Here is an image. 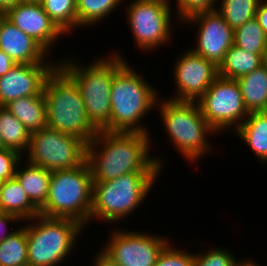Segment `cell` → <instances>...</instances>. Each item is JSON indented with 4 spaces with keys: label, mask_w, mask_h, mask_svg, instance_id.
Listing matches in <instances>:
<instances>
[{
    "label": "cell",
    "mask_w": 267,
    "mask_h": 266,
    "mask_svg": "<svg viewBox=\"0 0 267 266\" xmlns=\"http://www.w3.org/2000/svg\"><path fill=\"white\" fill-rule=\"evenodd\" d=\"M151 135L99 131L87 144L86 160L93 182L109 181L131 172H162V157L150 152Z\"/></svg>",
    "instance_id": "cell-1"
},
{
    "label": "cell",
    "mask_w": 267,
    "mask_h": 266,
    "mask_svg": "<svg viewBox=\"0 0 267 266\" xmlns=\"http://www.w3.org/2000/svg\"><path fill=\"white\" fill-rule=\"evenodd\" d=\"M112 50L108 56L102 54L88 64L77 61V57H69L70 53L58 60V66L78 86L86 115L98 131H105L110 126L111 85L114 75L127 63L120 51Z\"/></svg>",
    "instance_id": "cell-2"
},
{
    "label": "cell",
    "mask_w": 267,
    "mask_h": 266,
    "mask_svg": "<svg viewBox=\"0 0 267 266\" xmlns=\"http://www.w3.org/2000/svg\"><path fill=\"white\" fill-rule=\"evenodd\" d=\"M144 77V74L137 72L128 62L114 75L111 85L110 126L106 132L152 134L149 131L150 126L143 119L157 109L161 94Z\"/></svg>",
    "instance_id": "cell-3"
},
{
    "label": "cell",
    "mask_w": 267,
    "mask_h": 266,
    "mask_svg": "<svg viewBox=\"0 0 267 266\" xmlns=\"http://www.w3.org/2000/svg\"><path fill=\"white\" fill-rule=\"evenodd\" d=\"M156 108L172 147L181 154L182 160L198 165L213 148L210 137L218 133L205 121L197 102L161 97Z\"/></svg>",
    "instance_id": "cell-4"
},
{
    "label": "cell",
    "mask_w": 267,
    "mask_h": 266,
    "mask_svg": "<svg viewBox=\"0 0 267 266\" xmlns=\"http://www.w3.org/2000/svg\"><path fill=\"white\" fill-rule=\"evenodd\" d=\"M161 173L131 172L109 181L93 182L90 223L101 220L117 226L132 217L146 202Z\"/></svg>",
    "instance_id": "cell-5"
},
{
    "label": "cell",
    "mask_w": 267,
    "mask_h": 266,
    "mask_svg": "<svg viewBox=\"0 0 267 266\" xmlns=\"http://www.w3.org/2000/svg\"><path fill=\"white\" fill-rule=\"evenodd\" d=\"M43 95L47 127L82 139L86 144L90 143L99 131L86 115L78 86L59 66L47 77Z\"/></svg>",
    "instance_id": "cell-6"
},
{
    "label": "cell",
    "mask_w": 267,
    "mask_h": 266,
    "mask_svg": "<svg viewBox=\"0 0 267 266\" xmlns=\"http://www.w3.org/2000/svg\"><path fill=\"white\" fill-rule=\"evenodd\" d=\"M85 229L70 218L38 215L26 220L28 266H61L69 261Z\"/></svg>",
    "instance_id": "cell-7"
},
{
    "label": "cell",
    "mask_w": 267,
    "mask_h": 266,
    "mask_svg": "<svg viewBox=\"0 0 267 266\" xmlns=\"http://www.w3.org/2000/svg\"><path fill=\"white\" fill-rule=\"evenodd\" d=\"M93 178L87 160L80 166L52 171L48 196L40 215L49 218H70L86 228L90 225Z\"/></svg>",
    "instance_id": "cell-8"
},
{
    "label": "cell",
    "mask_w": 267,
    "mask_h": 266,
    "mask_svg": "<svg viewBox=\"0 0 267 266\" xmlns=\"http://www.w3.org/2000/svg\"><path fill=\"white\" fill-rule=\"evenodd\" d=\"M126 5V23L137 49L148 54L172 43L175 12L170 0H129Z\"/></svg>",
    "instance_id": "cell-9"
},
{
    "label": "cell",
    "mask_w": 267,
    "mask_h": 266,
    "mask_svg": "<svg viewBox=\"0 0 267 266\" xmlns=\"http://www.w3.org/2000/svg\"><path fill=\"white\" fill-rule=\"evenodd\" d=\"M27 162L48 171L73 169L87 159V144L75 136L45 127L30 135Z\"/></svg>",
    "instance_id": "cell-10"
},
{
    "label": "cell",
    "mask_w": 267,
    "mask_h": 266,
    "mask_svg": "<svg viewBox=\"0 0 267 266\" xmlns=\"http://www.w3.org/2000/svg\"><path fill=\"white\" fill-rule=\"evenodd\" d=\"M197 104L205 121L218 133H233L249 115L239 84L218 76Z\"/></svg>",
    "instance_id": "cell-11"
},
{
    "label": "cell",
    "mask_w": 267,
    "mask_h": 266,
    "mask_svg": "<svg viewBox=\"0 0 267 266\" xmlns=\"http://www.w3.org/2000/svg\"><path fill=\"white\" fill-rule=\"evenodd\" d=\"M121 228L120 226L112 229L107 242L101 247V250L119 266H154L170 242V238L162 234Z\"/></svg>",
    "instance_id": "cell-12"
},
{
    "label": "cell",
    "mask_w": 267,
    "mask_h": 266,
    "mask_svg": "<svg viewBox=\"0 0 267 266\" xmlns=\"http://www.w3.org/2000/svg\"><path fill=\"white\" fill-rule=\"evenodd\" d=\"M174 61L173 80L175 93L167 99L197 102L219 76L218 66L194 53L189 47Z\"/></svg>",
    "instance_id": "cell-13"
},
{
    "label": "cell",
    "mask_w": 267,
    "mask_h": 266,
    "mask_svg": "<svg viewBox=\"0 0 267 266\" xmlns=\"http://www.w3.org/2000/svg\"><path fill=\"white\" fill-rule=\"evenodd\" d=\"M182 23L197 27L196 44L194 48L190 46V49L219 66L234 44V30L218 10L193 15Z\"/></svg>",
    "instance_id": "cell-14"
},
{
    "label": "cell",
    "mask_w": 267,
    "mask_h": 266,
    "mask_svg": "<svg viewBox=\"0 0 267 266\" xmlns=\"http://www.w3.org/2000/svg\"><path fill=\"white\" fill-rule=\"evenodd\" d=\"M58 66L55 62L16 64L0 77V107L18 98L43 95L47 77Z\"/></svg>",
    "instance_id": "cell-15"
},
{
    "label": "cell",
    "mask_w": 267,
    "mask_h": 266,
    "mask_svg": "<svg viewBox=\"0 0 267 266\" xmlns=\"http://www.w3.org/2000/svg\"><path fill=\"white\" fill-rule=\"evenodd\" d=\"M4 16L36 40L48 53H52L50 51L58 45L57 42L65 37L44 12L40 2L21 1L16 7L8 10Z\"/></svg>",
    "instance_id": "cell-16"
},
{
    "label": "cell",
    "mask_w": 267,
    "mask_h": 266,
    "mask_svg": "<svg viewBox=\"0 0 267 266\" xmlns=\"http://www.w3.org/2000/svg\"><path fill=\"white\" fill-rule=\"evenodd\" d=\"M0 50L16 64L54 62V59H48L49 53L36 40L17 28L4 15L0 16Z\"/></svg>",
    "instance_id": "cell-17"
},
{
    "label": "cell",
    "mask_w": 267,
    "mask_h": 266,
    "mask_svg": "<svg viewBox=\"0 0 267 266\" xmlns=\"http://www.w3.org/2000/svg\"><path fill=\"white\" fill-rule=\"evenodd\" d=\"M51 174V171L31 164L24 159L19 162L16 168L14 177L21 184L30 201L39 210L45 205Z\"/></svg>",
    "instance_id": "cell-18"
},
{
    "label": "cell",
    "mask_w": 267,
    "mask_h": 266,
    "mask_svg": "<svg viewBox=\"0 0 267 266\" xmlns=\"http://www.w3.org/2000/svg\"><path fill=\"white\" fill-rule=\"evenodd\" d=\"M233 135L244 141L261 164L267 165V112L249 113Z\"/></svg>",
    "instance_id": "cell-19"
},
{
    "label": "cell",
    "mask_w": 267,
    "mask_h": 266,
    "mask_svg": "<svg viewBox=\"0 0 267 266\" xmlns=\"http://www.w3.org/2000/svg\"><path fill=\"white\" fill-rule=\"evenodd\" d=\"M0 206L2 212L15 215L22 222L40 215L15 177L0 183Z\"/></svg>",
    "instance_id": "cell-20"
},
{
    "label": "cell",
    "mask_w": 267,
    "mask_h": 266,
    "mask_svg": "<svg viewBox=\"0 0 267 266\" xmlns=\"http://www.w3.org/2000/svg\"><path fill=\"white\" fill-rule=\"evenodd\" d=\"M30 132L47 127L44 95L28 96L11 101L5 106Z\"/></svg>",
    "instance_id": "cell-21"
},
{
    "label": "cell",
    "mask_w": 267,
    "mask_h": 266,
    "mask_svg": "<svg viewBox=\"0 0 267 266\" xmlns=\"http://www.w3.org/2000/svg\"><path fill=\"white\" fill-rule=\"evenodd\" d=\"M249 113L267 112V68L261 65L236 79Z\"/></svg>",
    "instance_id": "cell-22"
},
{
    "label": "cell",
    "mask_w": 267,
    "mask_h": 266,
    "mask_svg": "<svg viewBox=\"0 0 267 266\" xmlns=\"http://www.w3.org/2000/svg\"><path fill=\"white\" fill-rule=\"evenodd\" d=\"M262 56L263 54L248 53L233 44L218 66L219 76L236 80L263 65Z\"/></svg>",
    "instance_id": "cell-23"
},
{
    "label": "cell",
    "mask_w": 267,
    "mask_h": 266,
    "mask_svg": "<svg viewBox=\"0 0 267 266\" xmlns=\"http://www.w3.org/2000/svg\"><path fill=\"white\" fill-rule=\"evenodd\" d=\"M0 132L2 148L26 154L31 133L6 107H0Z\"/></svg>",
    "instance_id": "cell-24"
},
{
    "label": "cell",
    "mask_w": 267,
    "mask_h": 266,
    "mask_svg": "<svg viewBox=\"0 0 267 266\" xmlns=\"http://www.w3.org/2000/svg\"><path fill=\"white\" fill-rule=\"evenodd\" d=\"M123 1L125 0H77V28L82 30L88 26H99L106 17L110 18L117 7L122 6Z\"/></svg>",
    "instance_id": "cell-25"
},
{
    "label": "cell",
    "mask_w": 267,
    "mask_h": 266,
    "mask_svg": "<svg viewBox=\"0 0 267 266\" xmlns=\"http://www.w3.org/2000/svg\"><path fill=\"white\" fill-rule=\"evenodd\" d=\"M22 224L0 242V266H28L26 221Z\"/></svg>",
    "instance_id": "cell-26"
},
{
    "label": "cell",
    "mask_w": 267,
    "mask_h": 266,
    "mask_svg": "<svg viewBox=\"0 0 267 266\" xmlns=\"http://www.w3.org/2000/svg\"><path fill=\"white\" fill-rule=\"evenodd\" d=\"M77 0H41L44 12L50 17L51 21L65 35L77 29ZM69 34V35H68Z\"/></svg>",
    "instance_id": "cell-27"
},
{
    "label": "cell",
    "mask_w": 267,
    "mask_h": 266,
    "mask_svg": "<svg viewBox=\"0 0 267 266\" xmlns=\"http://www.w3.org/2000/svg\"><path fill=\"white\" fill-rule=\"evenodd\" d=\"M260 0H218L217 10L225 22L233 29H237L245 22L255 18ZM221 2V3H220Z\"/></svg>",
    "instance_id": "cell-28"
},
{
    "label": "cell",
    "mask_w": 267,
    "mask_h": 266,
    "mask_svg": "<svg viewBox=\"0 0 267 266\" xmlns=\"http://www.w3.org/2000/svg\"><path fill=\"white\" fill-rule=\"evenodd\" d=\"M267 36L255 18L234 30V45L246 52L263 54Z\"/></svg>",
    "instance_id": "cell-29"
},
{
    "label": "cell",
    "mask_w": 267,
    "mask_h": 266,
    "mask_svg": "<svg viewBox=\"0 0 267 266\" xmlns=\"http://www.w3.org/2000/svg\"><path fill=\"white\" fill-rule=\"evenodd\" d=\"M203 250L197 253L194 251L193 266H236L240 262L235 253L226 247L215 246Z\"/></svg>",
    "instance_id": "cell-30"
},
{
    "label": "cell",
    "mask_w": 267,
    "mask_h": 266,
    "mask_svg": "<svg viewBox=\"0 0 267 266\" xmlns=\"http://www.w3.org/2000/svg\"><path fill=\"white\" fill-rule=\"evenodd\" d=\"M175 1V19L177 23H182L193 15L202 12L217 10L218 0H173Z\"/></svg>",
    "instance_id": "cell-31"
},
{
    "label": "cell",
    "mask_w": 267,
    "mask_h": 266,
    "mask_svg": "<svg viewBox=\"0 0 267 266\" xmlns=\"http://www.w3.org/2000/svg\"><path fill=\"white\" fill-rule=\"evenodd\" d=\"M173 241L165 246L154 266H193L194 253L179 248Z\"/></svg>",
    "instance_id": "cell-32"
},
{
    "label": "cell",
    "mask_w": 267,
    "mask_h": 266,
    "mask_svg": "<svg viewBox=\"0 0 267 266\" xmlns=\"http://www.w3.org/2000/svg\"><path fill=\"white\" fill-rule=\"evenodd\" d=\"M24 157L16 151L0 148V181L14 178L16 168Z\"/></svg>",
    "instance_id": "cell-33"
},
{
    "label": "cell",
    "mask_w": 267,
    "mask_h": 266,
    "mask_svg": "<svg viewBox=\"0 0 267 266\" xmlns=\"http://www.w3.org/2000/svg\"><path fill=\"white\" fill-rule=\"evenodd\" d=\"M18 222L19 224L22 223L17 216L4 212L0 213V242L16 231L15 226ZM15 223L16 225H14ZM11 224L14 225L13 230L10 229Z\"/></svg>",
    "instance_id": "cell-34"
},
{
    "label": "cell",
    "mask_w": 267,
    "mask_h": 266,
    "mask_svg": "<svg viewBox=\"0 0 267 266\" xmlns=\"http://www.w3.org/2000/svg\"><path fill=\"white\" fill-rule=\"evenodd\" d=\"M255 19L267 36V0H260L257 6Z\"/></svg>",
    "instance_id": "cell-35"
},
{
    "label": "cell",
    "mask_w": 267,
    "mask_h": 266,
    "mask_svg": "<svg viewBox=\"0 0 267 266\" xmlns=\"http://www.w3.org/2000/svg\"><path fill=\"white\" fill-rule=\"evenodd\" d=\"M95 258L93 257L92 265L90 266H119L115 261H113L108 255H106L101 249L96 252ZM94 261V262H93Z\"/></svg>",
    "instance_id": "cell-36"
},
{
    "label": "cell",
    "mask_w": 267,
    "mask_h": 266,
    "mask_svg": "<svg viewBox=\"0 0 267 266\" xmlns=\"http://www.w3.org/2000/svg\"><path fill=\"white\" fill-rule=\"evenodd\" d=\"M16 63L4 52L0 50V77L9 72Z\"/></svg>",
    "instance_id": "cell-37"
},
{
    "label": "cell",
    "mask_w": 267,
    "mask_h": 266,
    "mask_svg": "<svg viewBox=\"0 0 267 266\" xmlns=\"http://www.w3.org/2000/svg\"><path fill=\"white\" fill-rule=\"evenodd\" d=\"M22 0H0V14L4 15L8 10L16 7Z\"/></svg>",
    "instance_id": "cell-38"
},
{
    "label": "cell",
    "mask_w": 267,
    "mask_h": 266,
    "mask_svg": "<svg viewBox=\"0 0 267 266\" xmlns=\"http://www.w3.org/2000/svg\"><path fill=\"white\" fill-rule=\"evenodd\" d=\"M242 259V260H241ZM239 258L240 262L236 266H260L259 262L257 263V259L250 258Z\"/></svg>",
    "instance_id": "cell-39"
},
{
    "label": "cell",
    "mask_w": 267,
    "mask_h": 266,
    "mask_svg": "<svg viewBox=\"0 0 267 266\" xmlns=\"http://www.w3.org/2000/svg\"><path fill=\"white\" fill-rule=\"evenodd\" d=\"M263 65L267 68V43L265 47V52L263 53Z\"/></svg>",
    "instance_id": "cell-40"
},
{
    "label": "cell",
    "mask_w": 267,
    "mask_h": 266,
    "mask_svg": "<svg viewBox=\"0 0 267 266\" xmlns=\"http://www.w3.org/2000/svg\"><path fill=\"white\" fill-rule=\"evenodd\" d=\"M22 1H26V2H40L41 0H22Z\"/></svg>",
    "instance_id": "cell-41"
},
{
    "label": "cell",
    "mask_w": 267,
    "mask_h": 266,
    "mask_svg": "<svg viewBox=\"0 0 267 266\" xmlns=\"http://www.w3.org/2000/svg\"><path fill=\"white\" fill-rule=\"evenodd\" d=\"M0 148H2V136H1V132H0Z\"/></svg>",
    "instance_id": "cell-42"
}]
</instances>
